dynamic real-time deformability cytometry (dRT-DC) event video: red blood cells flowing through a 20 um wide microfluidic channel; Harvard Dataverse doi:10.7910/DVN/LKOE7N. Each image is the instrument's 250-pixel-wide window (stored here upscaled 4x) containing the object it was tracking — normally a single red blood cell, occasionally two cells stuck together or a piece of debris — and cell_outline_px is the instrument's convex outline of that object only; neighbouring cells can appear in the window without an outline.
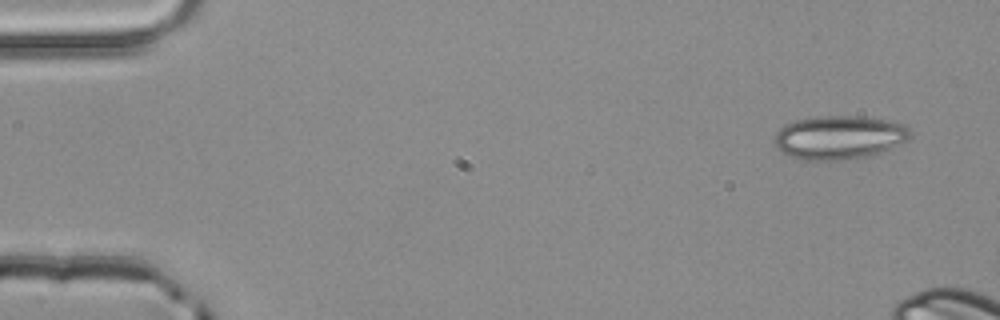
{"species": "common noctule bat (a hibernating species)", "species_latin": "Nyctalus noctula", "temperature_condition": "room temperature", "stored_images_in_passage": 3, "camera_frame_rate_fps": 3000, "um_per_image_px": 0.085, "animal": {"sex": "male", "body_mass_g": 20.4}, "frame": {"image": 1, "passage_image": 1, "time_ms": 0.0, "image_size_px": [1000, 320], "cell_outline_px": [[912, 136], [908, 140], [880, 152], [856, 160], [800, 160], [788, 156], [780, 152], [776, 148], [776, 132], [784, 124], [796, 120], [816, 116], [860, 116], [888, 120], [904, 124], [912, 132]], "centroid_in_image_um": [71.33, 11.69], "position_along_channel_um": 13.7, "area_um2": 34.97}}